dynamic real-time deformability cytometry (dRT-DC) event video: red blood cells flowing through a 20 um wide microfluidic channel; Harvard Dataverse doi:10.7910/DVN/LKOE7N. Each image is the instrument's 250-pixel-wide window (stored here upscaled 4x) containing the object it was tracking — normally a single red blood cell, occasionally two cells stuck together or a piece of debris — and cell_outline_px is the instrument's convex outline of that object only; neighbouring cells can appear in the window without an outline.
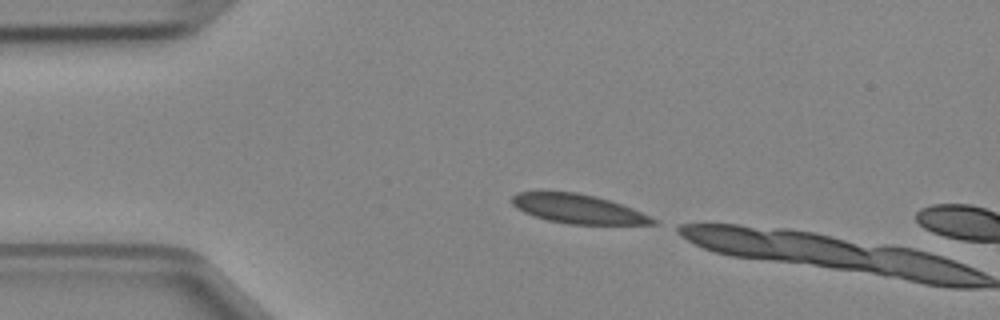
{"species": "Egyptian fruit bat (a non-hibernating species)", "species_latin": "Rousettus aegyptiacus", "temperature_condition": "cold", "stored_images_in_passage": 9, "camera_frame_rate_fps": 3000, "um_per_image_px": 0.085, "animal": {"sex": "female"}, "frame": {"image": 1, "passage_image": 1, "time_ms": 0.0, "image_size_px": [1000, 320], "cell_outline_px": [[656, 224], [568, 224], [548, 220], [524, 212], [516, 208], [512, 204], [512, 196], [516, 192], [576, 192], [608, 200], [632, 208], [656, 220]], "centroid_in_image_um": [49.09, 17.75], "position_along_channel_um": 35.9, "area_um2": 23.41}}